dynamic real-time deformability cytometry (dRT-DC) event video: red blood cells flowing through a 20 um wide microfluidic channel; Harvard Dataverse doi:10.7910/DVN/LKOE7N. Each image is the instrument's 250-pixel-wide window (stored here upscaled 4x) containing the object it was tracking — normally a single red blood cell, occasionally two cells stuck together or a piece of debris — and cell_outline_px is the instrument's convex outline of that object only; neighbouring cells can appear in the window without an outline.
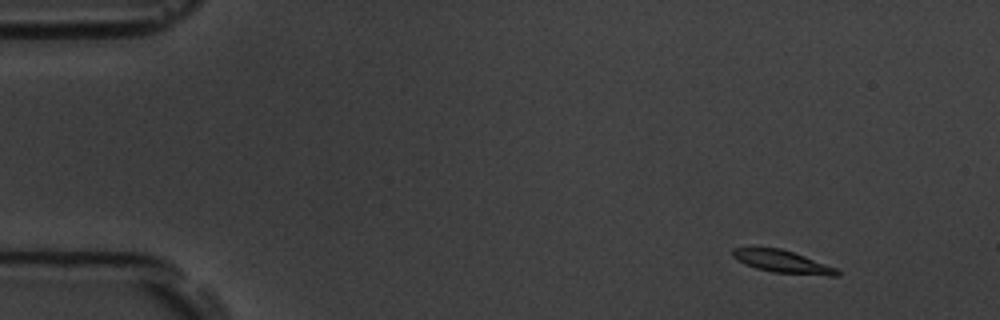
{"species": "common noctule bat (a hibernating species)", "species_latin": "Nyctalus noctula", "temperature_condition": "room temperature", "stored_images_in_passage": 15, "camera_frame_rate_fps": 3000, "um_per_image_px": 0.085, "animal": {"sex": "male", "body_mass_g": 19.5, "forearm_length_mm": 54.6}, "frame": {"image": 1, "passage_image": 2, "time_ms": 1.0, "image_size_px": [1000, 320], "cell_outline_px": [[840, 276], [828, 276], [772, 272], [756, 268], [744, 264], [732, 256], [732, 248], [780, 248], [804, 256], [836, 268], [840, 272]], "centroid_in_image_um": [66.52, 22.25], "position_along_channel_um": 18.5, "area_um2": 13.53}}
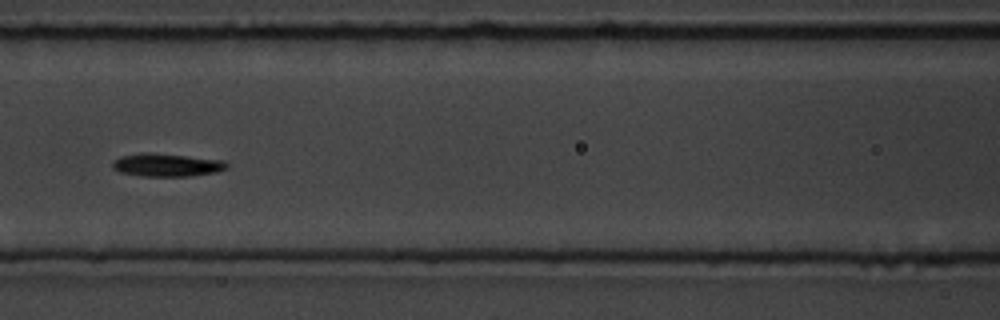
{"frame": {"image": 2, "passage_image": 7, "time_ms": 7.667, "image_size_px": [1000, 320], "cell_outline_px": [[228, 168], [216, 172], [192, 176], [144, 176], [120, 172], [112, 168], [112, 160], [120, 156], [140, 152], [152, 152], [224, 160], [228, 164]], "centroid_in_image_um": [14.15, 14.01], "position_along_channel_um": 152.4, "area_um2": 15.55}}
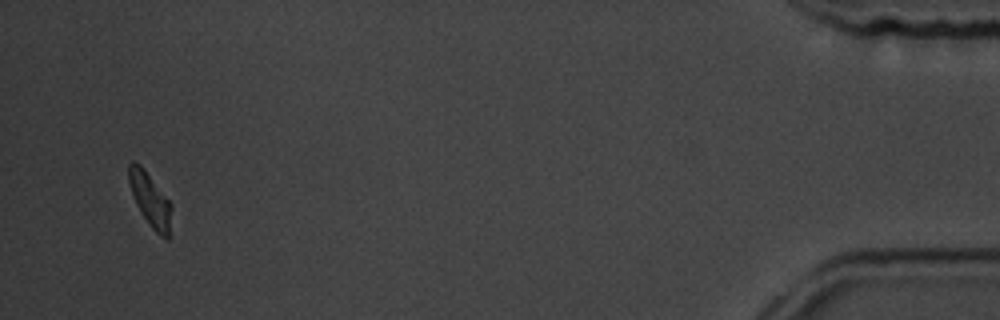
{"frame": {"image": 3, "passage_image": 15, "time_ms": 17.667, "image_size_px": [1000, 320], "cell_outline_px": [[172, 208], [168, 240], [160, 236], [152, 228], [140, 212], [136, 204], [128, 180], [128, 164], [132, 160], [140, 164], [172, 204]], "centroid_in_image_um": [12.76, 16.97], "position_along_channel_um": 422.4, "area_um2": 13.24}, "authors_computed_cell_mechanics": {"area_um2": 14.5078, "velocity_mm_per_s": 3.5161, "shape_relaxation_time_tau1_ms": 2.2999, "shape_relaxation_time_tau2_ms": 2.6548, "deformation_change_tau1": 0.0979, "deformation_change_tau2": 0.061}}